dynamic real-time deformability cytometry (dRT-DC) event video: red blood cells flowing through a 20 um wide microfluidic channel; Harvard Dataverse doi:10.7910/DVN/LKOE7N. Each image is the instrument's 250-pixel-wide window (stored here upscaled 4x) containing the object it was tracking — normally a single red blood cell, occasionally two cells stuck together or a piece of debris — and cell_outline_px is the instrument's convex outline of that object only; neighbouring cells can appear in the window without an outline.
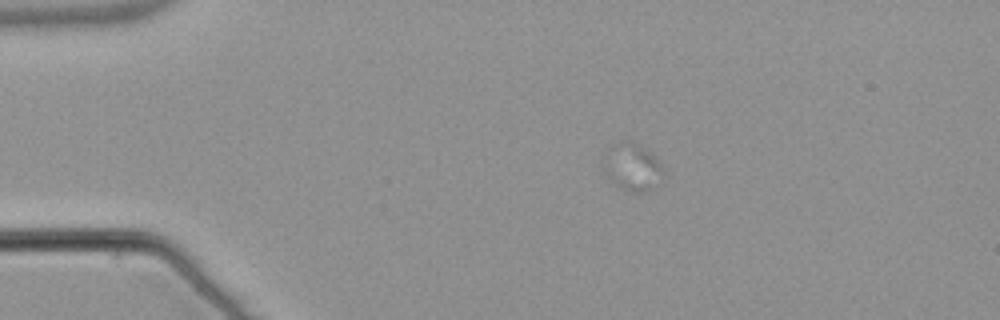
{"species": "common noctule bat (a hibernating species)", "species_latin": "Nyctalus noctula", "temperature_condition": "warm", "stored_images_in_passage": 23, "camera_frame_rate_fps": 3000, "um_per_image_px": 0.085, "animal": {"sex": "male", "body_mass_g": 21.5, "forearm_length_mm": 52.0}, "frame": {"image": 1, "passage_image": 6, "time_ms": 1.667, "image_size_px": [1000, 320], "cell_outline_px": [[664, 172], [656, 188], [644, 192], [632, 192], [620, 188], [608, 176], [604, 168], [604, 164], [608, 148], [620, 140], [624, 140], [636, 144], [652, 152], [664, 168]], "centroid_in_image_um": [53.8, 14.21], "position_along_channel_um": 31.2, "area_um2": 16.42}}
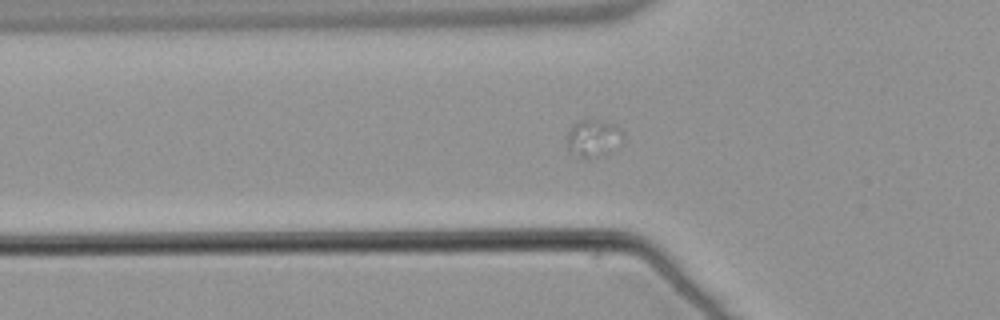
{"frame": {"image": 2, "passage_image": 15, "time_ms": 4.667, "image_size_px": [1000, 320], "cell_outline_px": [[624, 140], [620, 144], [588, 160], [584, 160], [568, 152], [568, 132], [580, 120], [604, 120], [612, 124], [624, 136]], "centroid_in_image_um": [50.4, 11.77], "position_along_channel_um": 75.4, "area_um2": 11.85}}
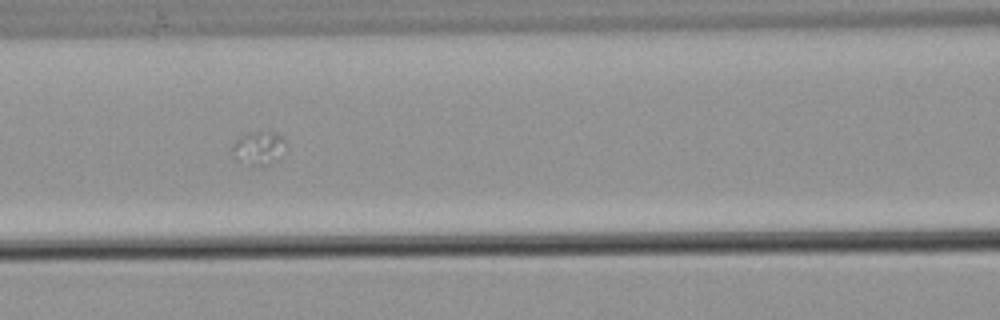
{"frame": {"image": 3, "passage_image": 21, "time_ms": 6.667, "image_size_px": [1000, 320], "cell_outline_px": [[284, 140], [276, 160], [268, 164], [248, 168], [236, 160], [228, 148], [240, 136], [248, 132], [268, 128], [284, 136]], "centroid_in_image_um": [21.87, 12.55], "position_along_channel_um": 144.7, "area_um2": 11.04}}